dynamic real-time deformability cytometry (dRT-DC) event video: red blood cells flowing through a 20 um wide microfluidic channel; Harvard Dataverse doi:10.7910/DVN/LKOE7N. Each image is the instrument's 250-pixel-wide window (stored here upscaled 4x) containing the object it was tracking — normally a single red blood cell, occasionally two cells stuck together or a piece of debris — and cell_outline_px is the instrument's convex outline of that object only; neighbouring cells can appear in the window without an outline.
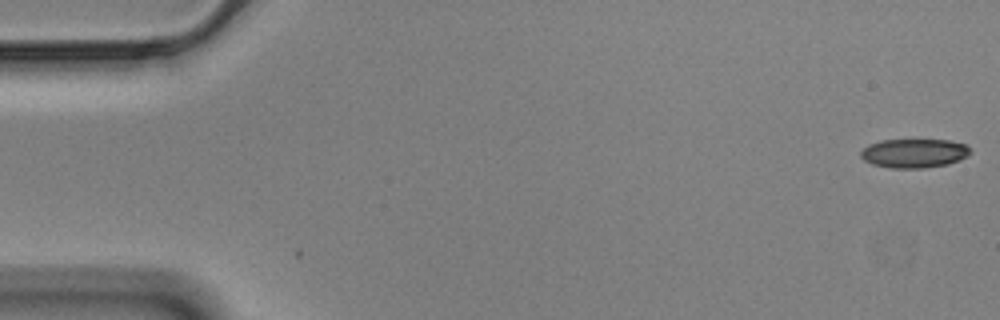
{"species": "Egyptian fruit bat (a non-hibernating species)", "species_latin": "Rousettus aegyptiacus", "temperature_condition": "cold", "stored_images_in_passage": 2, "camera_frame_rate_fps": 3000, "um_per_image_px": 0.085, "animal": {"sex": "male"}, "frame": {"image": 1, "passage_image": 1, "time_ms": 0.0, "image_size_px": [1000, 320], "cell_outline_px": [[968, 156], [960, 160], [948, 164], [924, 168], [892, 168], [872, 164], [864, 160], [860, 156], [860, 152], [868, 144], [880, 140], [948, 140], [964, 144], [968, 148]], "centroid_in_image_um": [77.66, 13.03], "position_along_channel_um": 7.3, "area_um2": 18.44}}